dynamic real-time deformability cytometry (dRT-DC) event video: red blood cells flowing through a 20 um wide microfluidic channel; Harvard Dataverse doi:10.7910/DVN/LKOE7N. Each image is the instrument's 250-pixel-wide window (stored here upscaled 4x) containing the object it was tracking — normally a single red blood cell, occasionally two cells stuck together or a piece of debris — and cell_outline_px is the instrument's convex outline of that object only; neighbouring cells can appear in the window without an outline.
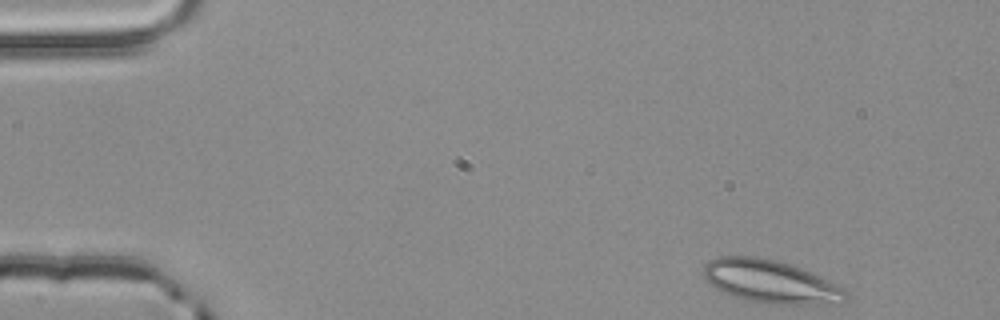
{"species": "common noctule bat (a hibernating species)", "species_latin": "Nyctalus noctula", "temperature_condition": "room temperature", "stored_images_in_passage": 50, "camera_frame_rate_fps": 3000, "um_per_image_px": 0.085, "animal": {"sex": "male", "body_mass_g": 20.4}, "frame": {"image": 1, "passage_image": 1, "time_ms": 0.0, "image_size_px": [1000, 320], "cell_outline_px": [[848, 300], [840, 304], [768, 304], [748, 300], [720, 292], [708, 284], [704, 280], [704, 264], [708, 260], [720, 256], [756, 256], [776, 260], [800, 268], [820, 276], [844, 288], [848, 292]], "centroid_in_image_um": [65.49, 23.95], "position_along_channel_um": 19.5, "area_um2": 36.07}}
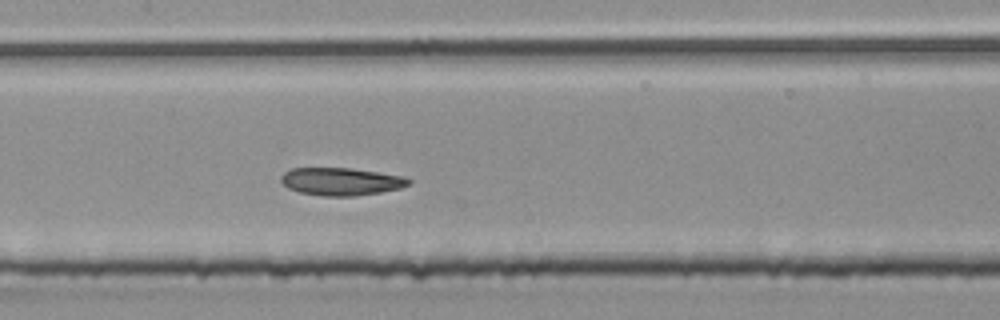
{"frame": {"image": 2, "passage_image": 22, "time_ms": 7.0, "image_size_px": [1000, 320], "cell_outline_px": [[412, 180], [408, 184], [400, 188], [380, 192], [356, 196], [320, 196], [300, 192], [288, 188], [280, 180], [280, 176], [284, 172], [292, 168], [352, 168], [404, 176]], "centroid_in_image_um": [28.98, 15.42], "position_along_channel_um": 178.4, "area_um2": 20.63}}
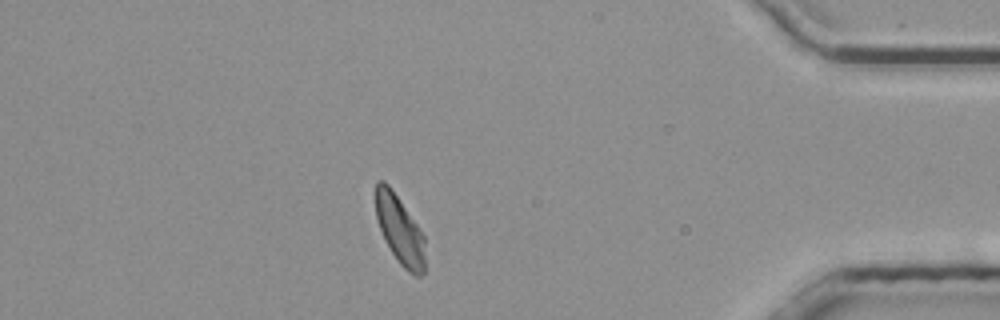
{"frame": {"image": 3, "passage_image": 43, "time_ms": 14.0, "image_size_px": [1000, 320], "cell_outline_px": [[424, 272], [420, 276], [416, 276], [408, 272], [400, 264], [384, 240], [376, 216], [376, 180], [384, 180], [388, 184], [416, 224], [424, 236]], "centroid_in_image_um": [33.97, 19.55], "position_along_channel_um": 401.2, "area_um2": 19.31}, "authors_computed_cell_mechanics": {"area_um2": 20.8658, "velocity_mm_per_s": 3.8022, "shape_relaxation_time_tau1_ms": null, "shape_relaxation_time_tau2_ms": 3.9786, "deformation_change_tau1": null, "deformation_change_tau2": 0.109}}